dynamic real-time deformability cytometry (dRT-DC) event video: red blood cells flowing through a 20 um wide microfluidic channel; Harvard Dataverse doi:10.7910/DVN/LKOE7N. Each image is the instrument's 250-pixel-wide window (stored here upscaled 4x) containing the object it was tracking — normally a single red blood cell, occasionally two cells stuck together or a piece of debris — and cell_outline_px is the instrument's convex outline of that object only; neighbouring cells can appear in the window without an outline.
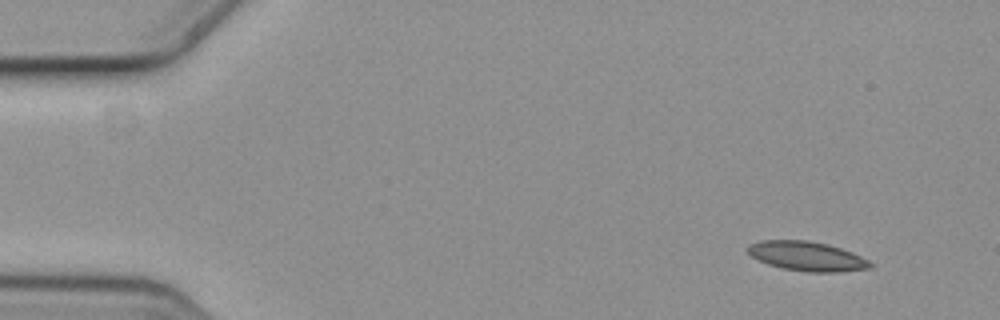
{"species": "common noctule bat (a hibernating species)", "species_latin": "Nyctalus noctula", "temperature_condition": "cold", "stored_images_in_passage": 4, "camera_frame_rate_fps": 3000, "um_per_image_px": 0.085, "animal": {"sex": "female", "body_mass_g": 19.3, "forearm_length_mm": 54.1}, "frame": {"image": 1, "passage_image": 1, "time_ms": 0.0, "image_size_px": [1000, 320], "cell_outline_px": [[872, 268], [840, 272], [808, 272], [784, 268], [768, 264], [752, 256], [744, 248], [748, 244], [760, 240], [808, 240], [828, 244], [852, 252], [868, 260], [872, 264]], "centroid_in_image_um": [68.57, 21.77], "position_along_channel_um": 16.4, "area_um2": 21.04}}